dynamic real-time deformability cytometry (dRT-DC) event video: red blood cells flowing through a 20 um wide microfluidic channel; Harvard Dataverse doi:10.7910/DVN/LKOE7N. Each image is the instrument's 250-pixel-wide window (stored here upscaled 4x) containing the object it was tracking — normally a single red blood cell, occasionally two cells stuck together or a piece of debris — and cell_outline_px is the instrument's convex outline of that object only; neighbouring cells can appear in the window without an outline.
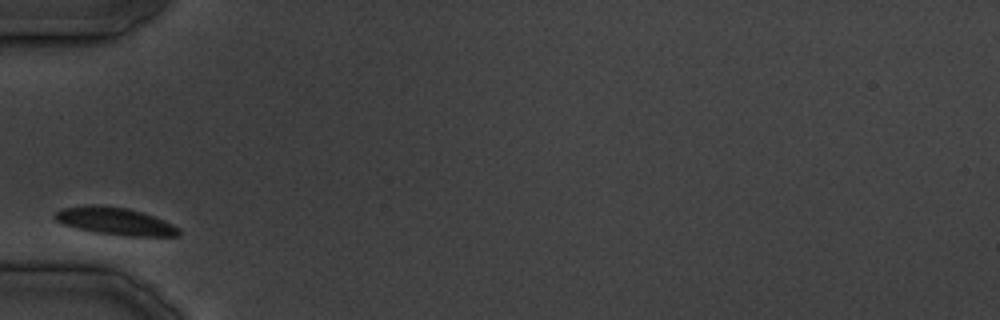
{"species": "common noctule bat (a hibernating species)", "species_latin": "Nyctalus noctula", "temperature_condition": "cold", "stored_images_in_passage": 21, "camera_frame_rate_fps": 3000, "um_per_image_px": 0.085, "animal": {"sex": "male", "body_mass_g": 19.5, "forearm_length_mm": 54.6}, "frame": {"image": 1, "passage_image": 1, "time_ms": 0.0, "image_size_px": [1000, 320], "cell_outline_px": [[180, 236], [128, 236], [96, 232], [76, 228], [64, 224], [56, 220], [52, 216], [60, 208], [84, 204], [96, 204], [128, 208], [152, 216], [172, 224], [180, 228]], "centroid_in_image_um": [9.74, 18.78], "position_along_channel_um": 75.3, "area_um2": 19.83}}
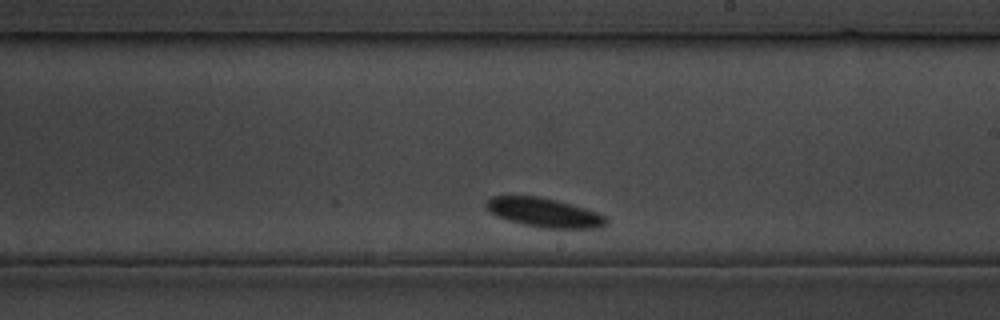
{"frame": {"image": 2, "passage_image": 12, "time_ms": 13.333, "image_size_px": [1000, 320], "cell_outline_px": [[608, 224], [600, 228], [544, 228], [524, 224], [508, 220], [496, 216], [484, 204], [492, 196], [540, 196], [556, 200], [584, 208], [608, 216]], "centroid_in_image_um": [46.3, 18.07], "position_along_channel_um": 242.7, "area_um2": 20.29}}